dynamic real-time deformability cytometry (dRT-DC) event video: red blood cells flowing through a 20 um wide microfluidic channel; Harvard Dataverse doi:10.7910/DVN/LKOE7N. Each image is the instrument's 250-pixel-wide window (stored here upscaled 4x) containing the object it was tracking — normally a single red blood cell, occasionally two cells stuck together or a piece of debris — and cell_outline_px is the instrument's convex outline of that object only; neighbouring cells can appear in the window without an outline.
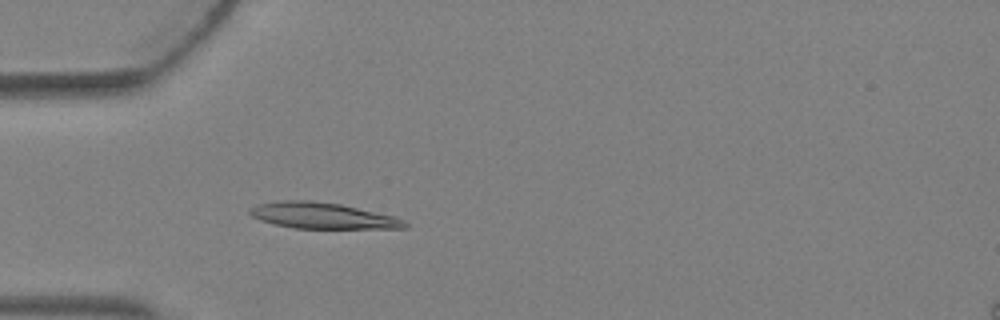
{"species": "Egyptian fruit bat (a non-hibernating species)", "species_latin": "Rousettus aegyptiacus", "temperature_condition": "warm", "stored_images_in_passage": 3, "camera_frame_rate_fps": 3000, "um_per_image_px": 0.085, "animal": {"sex": "female"}, "frame": {"image": 1, "passage_image": 3, "time_ms": 0.667, "image_size_px": [1000, 320], "cell_outline_px": [[408, 228], [292, 228], [260, 220], [252, 216], [248, 212], [252, 208], [260, 204], [280, 200], [312, 200], [340, 204], [396, 216], [404, 220], [408, 224]], "centroid_in_image_um": [27.45, 18.33], "position_along_channel_um": 57.6, "area_um2": 23.41}}